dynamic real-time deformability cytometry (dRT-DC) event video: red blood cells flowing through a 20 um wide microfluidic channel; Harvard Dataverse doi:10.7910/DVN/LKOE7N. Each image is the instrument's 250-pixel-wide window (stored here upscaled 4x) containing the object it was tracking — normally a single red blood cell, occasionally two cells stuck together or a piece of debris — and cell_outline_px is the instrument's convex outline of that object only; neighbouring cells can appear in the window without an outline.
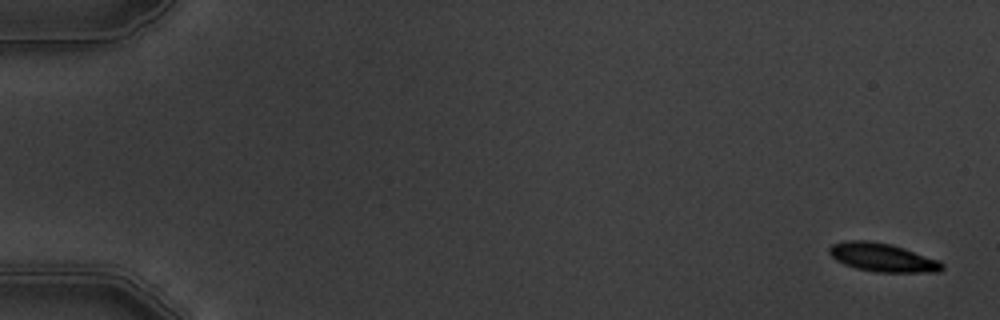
{"species": "common noctule bat (a hibernating species)", "species_latin": "Nyctalus noctula", "temperature_condition": "warm", "stored_images_in_passage": 5, "camera_frame_rate_fps": 3000, "um_per_image_px": 0.085, "animal": {"sex": "male", "body_mass_g": 19.5, "forearm_length_mm": 54.6}, "frame": {"image": 1, "passage_image": 1, "time_ms": 0.0, "image_size_px": [1000, 320], "cell_outline_px": [[944, 268], [940, 272], [876, 272], [856, 268], [844, 264], [836, 260], [828, 252], [828, 248], [832, 244], [848, 240], [868, 240], [892, 244], [940, 260], [944, 264]], "centroid_in_image_um": [75.03, 21.88], "position_along_channel_um": 10.0, "area_um2": 18.9}}
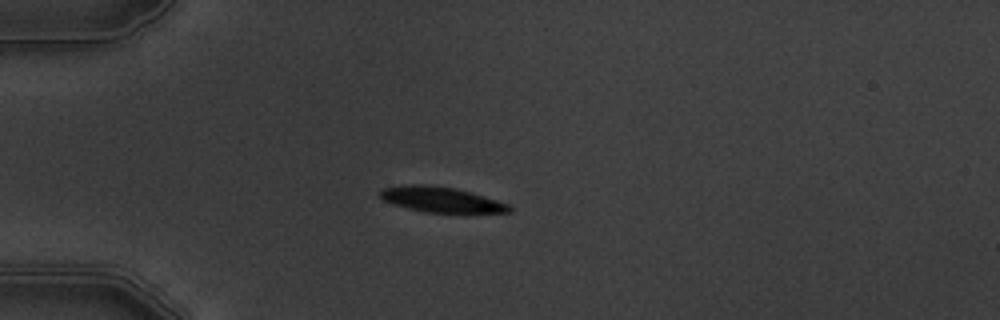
{"frame": {"image": 2, "passage_image": 5, "time_ms": 4.667, "image_size_px": [1000, 320], "cell_outline_px": [[512, 212], [424, 212], [392, 204], [384, 200], [380, 196], [380, 192], [384, 188], [408, 184], [424, 184], [456, 188], [484, 196], [508, 204], [512, 208]], "centroid_in_image_um": [37.48, 16.95], "position_along_channel_um": 47.5, "area_um2": 18.79}}